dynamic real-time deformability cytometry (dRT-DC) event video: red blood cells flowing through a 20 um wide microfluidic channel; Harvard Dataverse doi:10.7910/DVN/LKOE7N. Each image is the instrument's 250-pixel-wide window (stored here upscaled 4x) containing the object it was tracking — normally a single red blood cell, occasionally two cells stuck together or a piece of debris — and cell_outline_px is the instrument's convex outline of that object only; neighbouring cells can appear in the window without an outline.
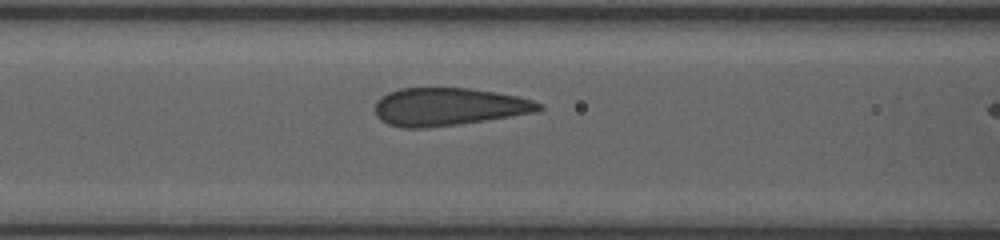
{"species": "human", "species_latin": "Homo sapiens", "temperature_condition": "room temperature", "stored_images_in_passage": 12, "camera_frame_rate_fps": 3000, "um_per_image_px": 0.085, "donor": {"sex": "female"}, "frame": {"image": 1, "passage_image": 9, "time_ms": 5.0, "image_size_px": [1000, 240], "cell_outline_px": [[544, 108], [540, 112], [428, 128], [404, 128], [388, 124], [380, 120], [376, 116], [376, 100], [380, 96], [388, 92], [400, 88], [468, 88], [520, 96], [532, 100], [540, 104]], "centroid_in_image_um": [38.12, 9.07], "position_along_channel_um": 128.5, "area_um2": 36.18}}